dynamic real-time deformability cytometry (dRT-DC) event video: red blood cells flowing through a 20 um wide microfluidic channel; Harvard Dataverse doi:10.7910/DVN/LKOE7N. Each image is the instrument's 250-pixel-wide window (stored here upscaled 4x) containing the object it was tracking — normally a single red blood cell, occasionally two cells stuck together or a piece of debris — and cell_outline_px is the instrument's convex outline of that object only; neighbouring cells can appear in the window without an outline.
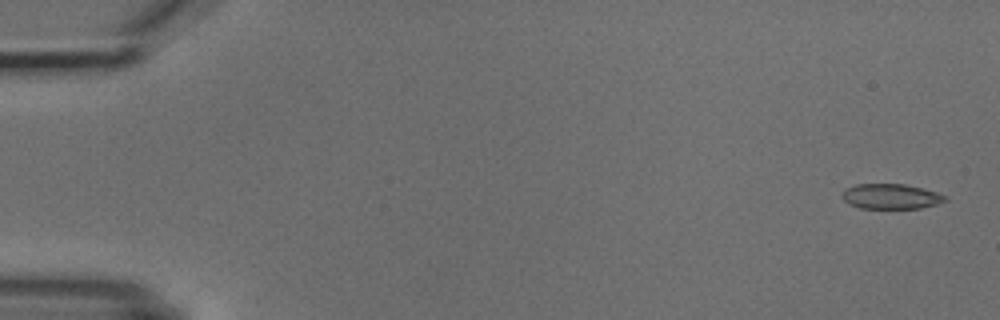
{"species": "common noctule bat (a hibernating species)", "species_latin": "Nyctalus noctula", "temperature_condition": "cold", "stored_images_in_passage": 5, "camera_frame_rate_fps": 3000, "um_per_image_px": 0.085, "animal": {"sex": "male", "body_mass_g": 18.8}, "frame": {"image": 1, "passage_image": 1, "time_ms": 0.0, "image_size_px": [1000, 320], "cell_outline_px": [[948, 200], [936, 204], [920, 208], [860, 208], [848, 204], [840, 196], [848, 188], [856, 184], [904, 184], [936, 192], [948, 196]], "centroid_in_image_um": [75.73, 16.7], "position_along_channel_um": 9.3, "area_um2": 14.97}}
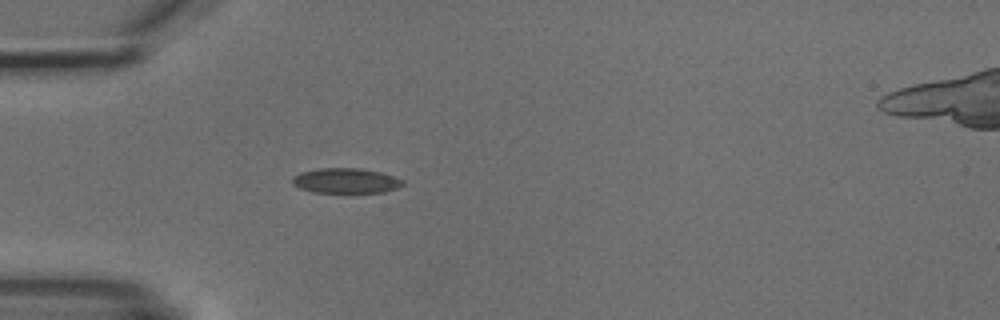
{"frame": {"image": 2, "passage_image": 5, "time_ms": 4.667, "image_size_px": [1000, 320], "cell_outline_px": [[404, 184], [396, 188], [384, 192], [312, 192], [300, 188], [292, 184], [292, 176], [300, 172], [320, 168], [356, 168], [380, 172], [404, 180]], "centroid_in_image_um": [29.36, 15.36], "position_along_channel_um": 55.6, "area_um2": 16.01}}